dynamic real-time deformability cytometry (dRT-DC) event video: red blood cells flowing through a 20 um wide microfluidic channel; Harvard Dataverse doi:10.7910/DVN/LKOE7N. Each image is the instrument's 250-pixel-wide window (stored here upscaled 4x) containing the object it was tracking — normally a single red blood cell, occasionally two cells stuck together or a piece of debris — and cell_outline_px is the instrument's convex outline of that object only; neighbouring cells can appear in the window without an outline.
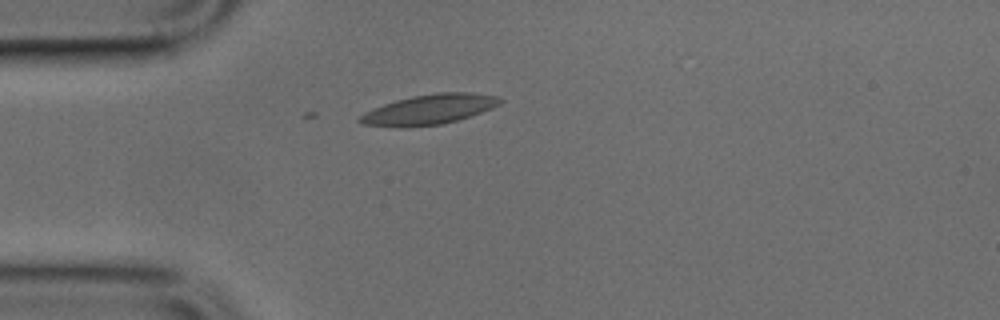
{"species": "common noctule bat (a hibernating species)", "species_latin": "Nyctalus noctula", "temperature_condition": "cold", "stored_images_in_passage": 2, "camera_frame_rate_fps": 3000, "um_per_image_px": 0.085, "animal": {"sex": "male", "body_mass_g": 17.9, "forearm_length_mm": 54.2}, "frame": {"image": 1, "passage_image": 2, "time_ms": 0.333, "image_size_px": [1000, 320], "cell_outline_px": [[504, 100], [500, 104], [492, 108], [456, 120], [440, 124], [364, 124], [356, 120], [364, 112], [384, 104], [396, 100], [412, 96], [436, 92], [472, 92], [500, 96]], "centroid_in_image_um": [36.6, 9.23], "position_along_channel_um": 48.4, "area_um2": 23.41}}